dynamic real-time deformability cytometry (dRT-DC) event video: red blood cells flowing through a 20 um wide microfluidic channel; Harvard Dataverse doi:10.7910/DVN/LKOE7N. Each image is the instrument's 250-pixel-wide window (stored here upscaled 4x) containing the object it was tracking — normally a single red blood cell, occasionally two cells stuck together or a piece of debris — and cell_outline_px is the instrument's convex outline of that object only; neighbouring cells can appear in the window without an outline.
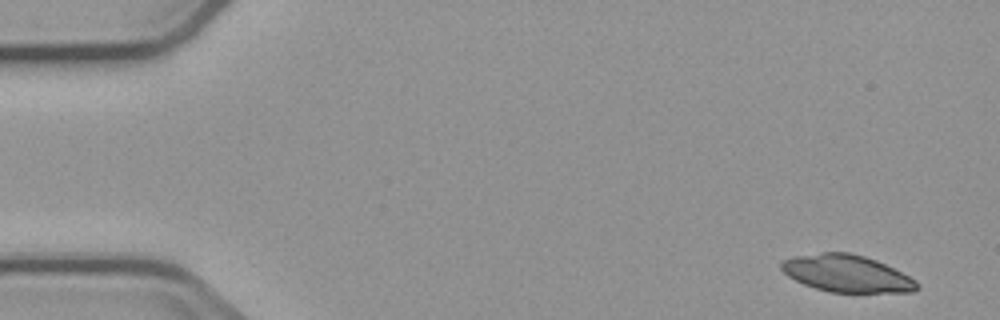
{"species": "common noctule bat (a hibernating species)", "species_latin": "Nyctalus noctula", "temperature_condition": "cold", "stored_images_in_passage": 5, "camera_frame_rate_fps": 3000, "um_per_image_px": 0.085, "animal": {"sex": "male", "body_mass_g": 23.1, "forearm_length_mm": 52.7}, "frame": {"image": 1, "passage_image": 1, "time_ms": 0.0, "image_size_px": [1000, 320], "cell_outline_px": [[920, 288], [916, 292], [828, 292], [804, 284], [788, 276], [780, 268], [780, 264], [784, 260], [792, 256], [820, 252], [848, 252], [864, 256], [876, 260], [916, 280], [920, 284]], "centroid_in_image_um": [71.98, 23.25], "position_along_channel_um": 13.0, "area_um2": 29.3}}